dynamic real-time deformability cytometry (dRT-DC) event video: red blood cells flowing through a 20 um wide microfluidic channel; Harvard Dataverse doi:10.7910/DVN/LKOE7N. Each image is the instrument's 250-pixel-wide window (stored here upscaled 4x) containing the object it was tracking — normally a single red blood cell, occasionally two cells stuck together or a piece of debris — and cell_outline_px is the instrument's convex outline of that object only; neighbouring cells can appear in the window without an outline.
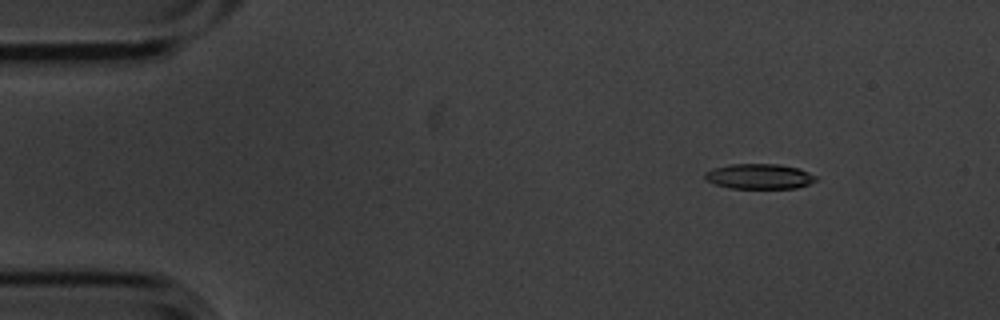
{"species": "common noctule bat (a hibernating species)", "species_latin": "Nyctalus noctula", "temperature_condition": "cold", "stored_images_in_passage": 7, "camera_frame_rate_fps": 3000, "um_per_image_px": 0.085, "animal": {"sex": "male", "body_mass_g": 20.1, "forearm_length_mm": 53.5}, "frame": {"image": 1, "passage_image": 2, "time_ms": 0.333, "image_size_px": [1000, 320], "cell_outline_px": [[816, 180], [808, 184], [796, 188], [728, 188], [716, 184], [708, 180], [704, 176], [704, 172], [712, 168], [732, 164], [780, 164], [800, 168], [816, 176]], "centroid_in_image_um": [64.54, 14.98], "position_along_channel_um": 20.5, "area_um2": 16.24}}
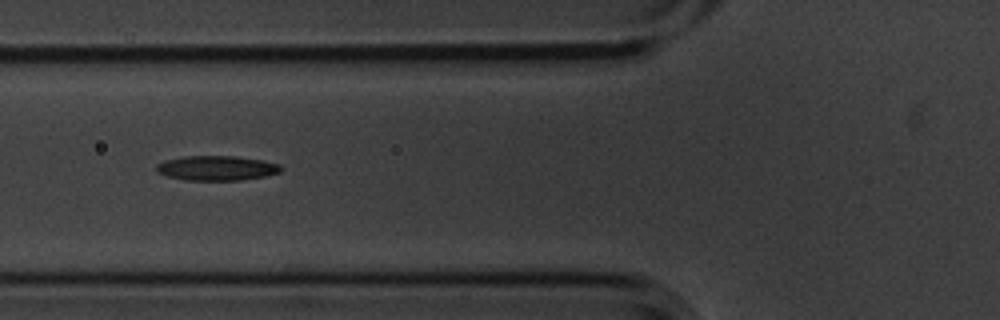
{"frame": {"image": 2, "passage_image": 6, "time_ms": 1.667, "image_size_px": [1000, 320], "cell_outline_px": [[280, 172], [264, 176], [240, 180], [184, 180], [168, 176], [156, 172], [156, 164], [164, 160], [184, 156], [236, 156], [260, 160], [280, 164]], "centroid_in_image_um": [18.36, 14.28], "position_along_channel_um": 107.4, "area_um2": 17.86}}
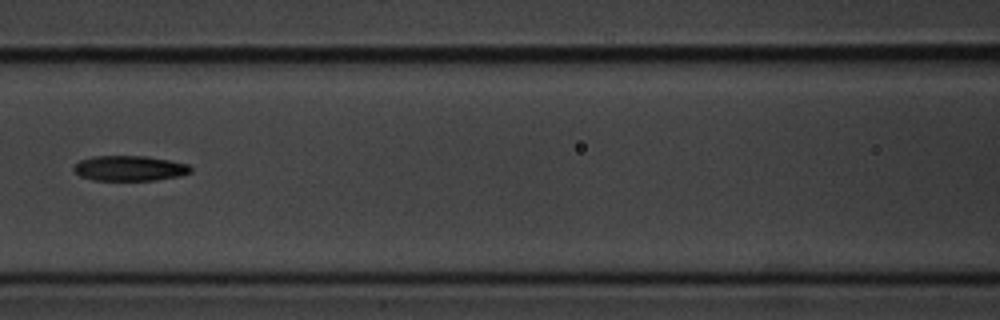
{"frame": {"image": 3, "passage_image": 7, "time_ms": 2.0, "image_size_px": [1000, 320], "cell_outline_px": [[192, 172], [180, 176], [156, 180], [92, 180], [80, 176], [72, 168], [80, 160], [92, 156], [148, 156], [188, 164], [192, 168]], "centroid_in_image_um": [11.03, 14.3], "position_along_channel_um": 155.6, "area_um2": 17.22}}